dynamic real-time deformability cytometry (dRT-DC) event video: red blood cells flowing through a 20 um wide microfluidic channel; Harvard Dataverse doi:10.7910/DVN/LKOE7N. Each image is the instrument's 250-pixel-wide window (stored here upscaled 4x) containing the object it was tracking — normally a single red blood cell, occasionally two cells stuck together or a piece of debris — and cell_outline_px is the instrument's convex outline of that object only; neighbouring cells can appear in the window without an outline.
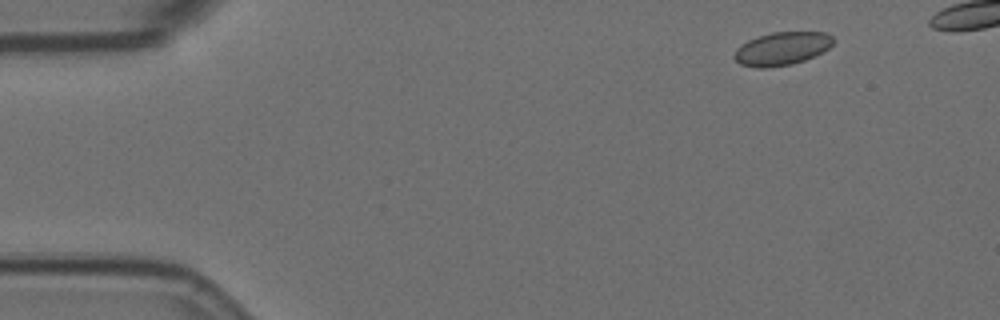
{"species": "Egyptian fruit bat (a non-hibernating species)", "species_latin": "Rousettus aegyptiacus", "temperature_condition": "room temperature", "stored_images_in_passage": 6, "camera_frame_rate_fps": 3000, "um_per_image_px": 0.085, "animal": {"sex": "female"}, "frame": {"image": 1, "passage_image": 2, "time_ms": 0.333, "image_size_px": [1000, 320], "cell_outline_px": [[832, 44], [828, 48], [804, 60], [792, 64], [768, 68], [756, 68], [740, 64], [732, 56], [736, 48], [740, 44], [756, 36], [772, 32], [828, 32], [832, 36]], "centroid_in_image_um": [66.4, 4.13], "position_along_channel_um": 18.6, "area_um2": 19.19}}